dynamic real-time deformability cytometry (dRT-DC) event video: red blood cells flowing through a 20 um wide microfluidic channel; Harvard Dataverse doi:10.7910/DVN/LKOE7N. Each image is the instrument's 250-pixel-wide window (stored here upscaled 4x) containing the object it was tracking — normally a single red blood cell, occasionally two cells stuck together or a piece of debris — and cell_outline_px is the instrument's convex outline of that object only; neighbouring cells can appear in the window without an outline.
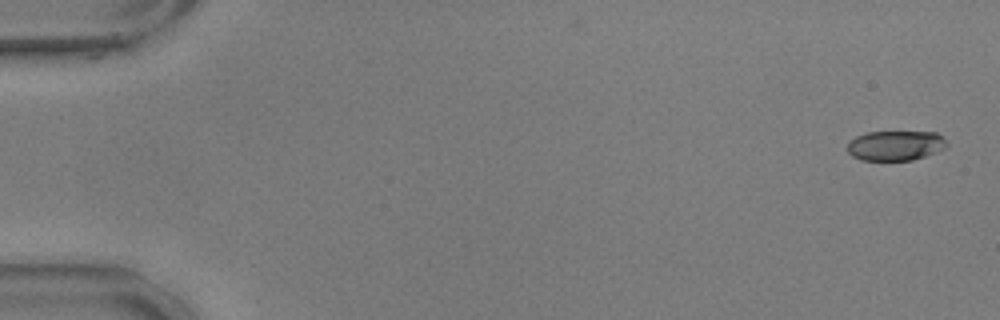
{"species": "common noctule bat (a hibernating species)", "species_latin": "Nyctalus noctula", "temperature_condition": "warm", "stored_images_in_passage": 56, "camera_frame_rate_fps": 3000, "um_per_image_px": 0.085, "animal": {"sex": "male", "body_mass_g": 17.9, "forearm_length_mm": 54.2}, "frame": {"image": 1, "passage_image": 1, "time_ms": 0.0, "image_size_px": [1000, 320], "cell_outline_px": [[948, 144], [944, 148], [924, 156], [912, 160], [860, 160], [852, 156], [848, 152], [848, 140], [856, 136], [868, 132], [936, 132]], "centroid_in_image_um": [76.06, 12.37], "position_along_channel_um": 8.9, "area_um2": 17.17}}
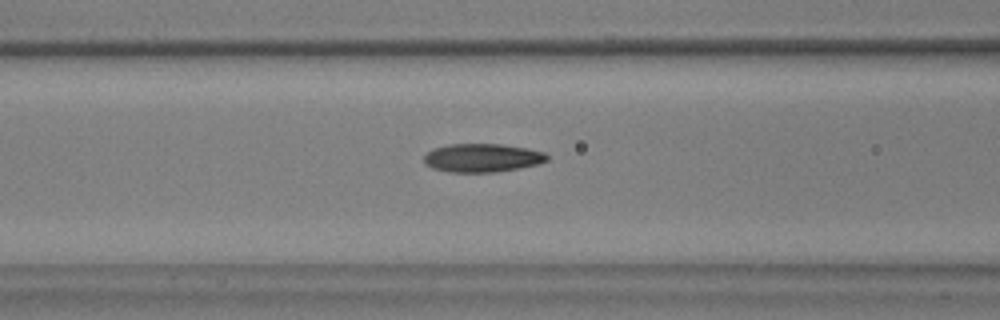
{"frame": {"image": 2, "passage_image": 23, "time_ms": 7.333, "image_size_px": [1000, 320], "cell_outline_px": [[548, 160], [540, 164], [520, 168], [496, 172], [448, 172], [432, 168], [424, 164], [424, 156], [432, 148], [448, 144], [504, 144], [528, 148], [544, 152], [548, 156]], "centroid_in_image_um": [41.0, 13.41], "position_along_channel_um": 125.6, "area_um2": 20.69}}
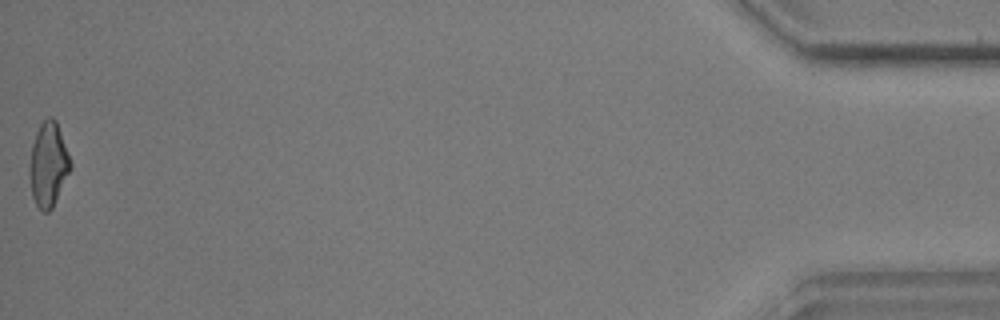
{"frame": {"image": 3, "passage_image": 56, "time_ms": 18.333, "image_size_px": [1000, 320], "cell_outline_px": [[72, 168], [52, 208], [48, 212], [44, 212], [36, 204], [32, 196], [28, 176], [28, 164], [32, 144], [36, 132], [40, 124], [48, 116], [52, 116], [56, 120], [68, 152], [72, 164]], "centroid_in_image_um": [4.09, 13.98], "position_along_channel_um": 431.1, "area_um2": 20.35}, "authors_computed_cell_mechanics": {"area_um2": 19.8832, "velocity_mm_per_s": 3.6047, "shape_relaxation_time_tau1_ms": 9.17, "shape_relaxation_time_tau2_ms": 2.6752, "deformation_change_tau1": 0.2311, "deformation_change_tau2": 0.0938}}